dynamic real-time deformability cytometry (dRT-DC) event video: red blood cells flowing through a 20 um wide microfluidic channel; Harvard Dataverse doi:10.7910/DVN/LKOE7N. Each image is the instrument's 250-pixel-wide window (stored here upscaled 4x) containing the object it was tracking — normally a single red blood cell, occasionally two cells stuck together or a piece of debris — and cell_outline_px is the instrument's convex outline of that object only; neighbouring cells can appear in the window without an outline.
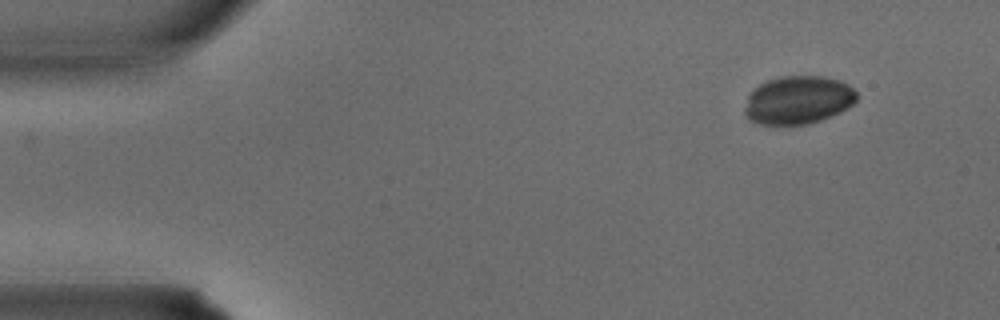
{"species": "common noctule bat (a hibernating species)", "species_latin": "Nyctalus noctula", "temperature_condition": "warm", "stored_images_in_passage": 31, "camera_frame_rate_fps": 3000, "um_per_image_px": 0.085, "animal": {"sex": "male", "body_mass_g": 15.6}, "frame": {"image": 1, "passage_image": 1, "time_ms": 0.0, "image_size_px": [1000, 320], "cell_outline_px": [[856, 100], [848, 108], [840, 112], [820, 120], [808, 124], [760, 124], [748, 120], [744, 112], [744, 108], [748, 96], [760, 84], [768, 80], [780, 76], [820, 76], [840, 80], [848, 84], [856, 92]], "centroid_in_image_um": [67.83, 8.5], "position_along_channel_um": 17.2, "area_um2": 31.33}}
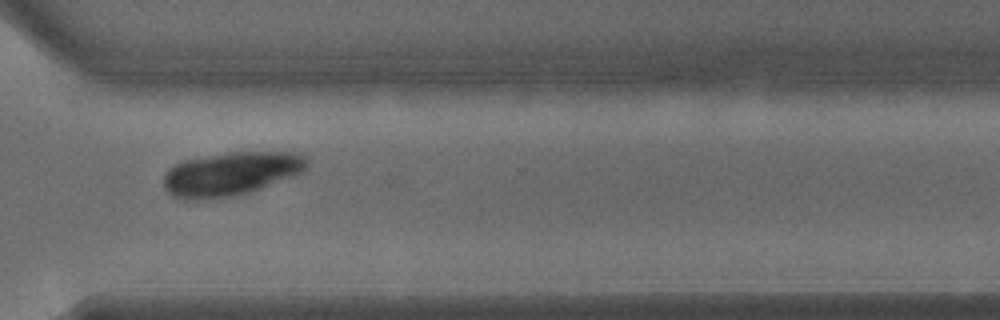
{"frame": {"image": 2, "passage_image": 23, "time_ms": 7.333, "image_size_px": [1000, 320], "cell_outline_px": [[308, 168], [304, 172], [260, 188], [248, 192], [232, 196], [196, 200], [184, 200], [172, 196], [164, 188], [164, 176], [176, 164], [184, 160], [228, 152], [296, 152], [304, 156], [308, 160]], "centroid_in_image_um": [19.65, 14.77], "position_along_channel_um": 351.0, "area_um2": 36.3}}
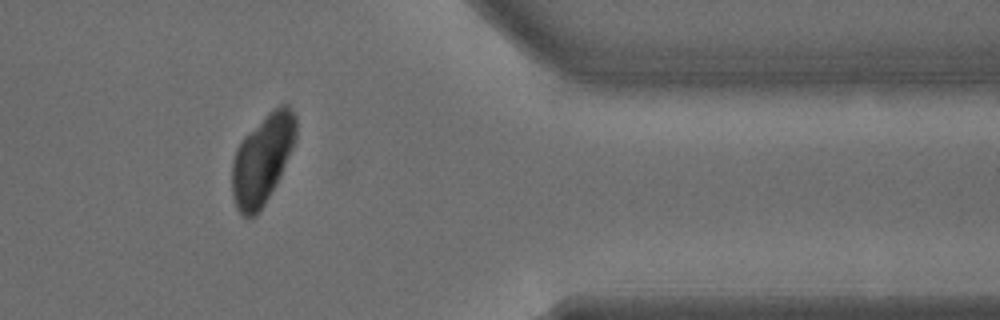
{"frame": {"image": 3, "passage_image": 26, "time_ms": 8.333, "image_size_px": [1000, 320], "cell_outline_px": [[296, 140], [280, 176], [276, 184], [264, 204], [256, 216], [248, 220], [236, 208], [232, 196], [232, 160], [236, 148], [244, 136], [268, 112], [280, 104], [288, 104], [296, 116]], "centroid_in_image_um": [22.29, 13.55], "position_along_channel_um": 389.1, "area_um2": 33.52}}